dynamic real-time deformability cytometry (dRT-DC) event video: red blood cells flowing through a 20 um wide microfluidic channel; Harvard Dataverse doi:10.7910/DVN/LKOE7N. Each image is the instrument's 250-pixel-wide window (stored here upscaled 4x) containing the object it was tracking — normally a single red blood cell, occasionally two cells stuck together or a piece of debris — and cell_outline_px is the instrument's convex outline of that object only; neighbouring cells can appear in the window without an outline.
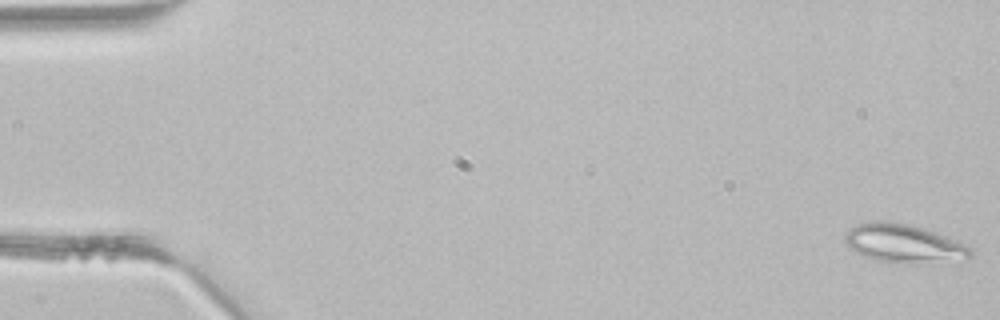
{"species": "common noctule bat (a hibernating species)", "species_latin": "Nyctalus noctula", "temperature_condition": "room temperature", "stored_images_in_passage": 4, "camera_frame_rate_fps": 3000, "um_per_image_px": 0.085, "animal": {"sex": "male", "body_mass_g": 21.5, "forearm_length_mm": 52.0}, "frame": {"image": 1, "passage_image": 1, "time_ms": 0.0, "image_size_px": [1000, 320], "cell_outline_px": [[972, 256], [968, 260], [876, 260], [864, 256], [856, 252], [844, 244], [844, 236], [848, 228], [856, 224], [876, 220], [888, 220], [936, 232], [956, 240], [972, 248]], "centroid_in_image_um": [76.76, 20.63], "position_along_channel_um": 8.2, "area_um2": 27.22}}